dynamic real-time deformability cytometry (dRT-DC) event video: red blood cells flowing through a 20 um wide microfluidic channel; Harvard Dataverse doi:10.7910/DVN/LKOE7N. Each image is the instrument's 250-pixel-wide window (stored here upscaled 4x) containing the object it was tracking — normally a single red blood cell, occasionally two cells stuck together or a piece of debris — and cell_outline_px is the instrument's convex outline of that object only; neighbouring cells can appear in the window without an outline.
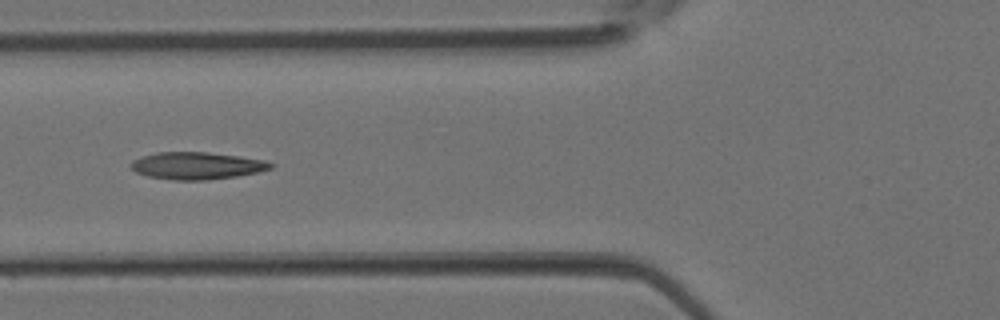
{"species": "Egyptian fruit bat (a non-hibernating species)", "species_latin": "Rousettus aegyptiacus", "temperature_condition": "room temperature", "stored_images_in_passage": 5, "camera_frame_rate_fps": 3000, "um_per_image_px": 0.085, "animal": {"sex": "female"}, "frame": {"image": 1, "passage_image": 4, "time_ms": 1.0, "image_size_px": [1000, 320], "cell_outline_px": [[276, 164], [272, 168], [256, 172], [236, 176], [208, 180], [172, 180], [148, 176], [136, 172], [128, 164], [132, 160], [140, 156], [156, 152], [208, 152], [240, 156], [264, 160]], "centroid_in_image_um": [16.7, 14.08], "position_along_channel_um": 109.1, "area_um2": 22.31}}
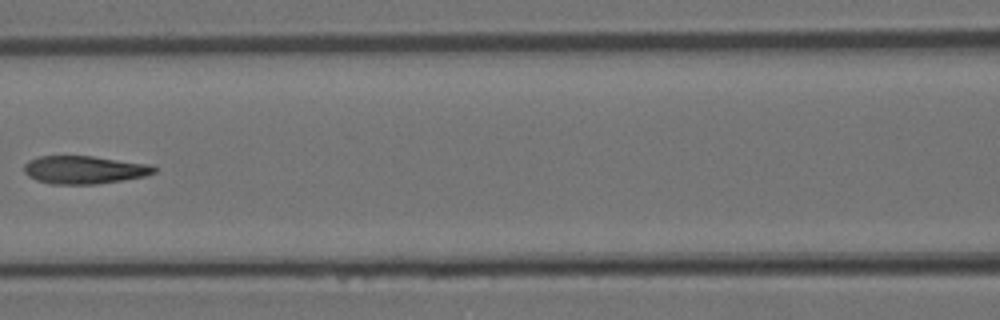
{"frame": {"image": 2, "passage_image": 5, "time_ms": 1.333, "image_size_px": [1000, 320], "cell_outline_px": [[156, 172], [144, 176], [124, 180], [96, 184], [48, 184], [36, 180], [28, 176], [24, 172], [24, 164], [28, 160], [40, 156], [92, 156], [152, 164], [156, 168]], "centroid_in_image_um": [7.16, 14.43], "position_along_channel_um": 159.4, "area_um2": 21.39}}